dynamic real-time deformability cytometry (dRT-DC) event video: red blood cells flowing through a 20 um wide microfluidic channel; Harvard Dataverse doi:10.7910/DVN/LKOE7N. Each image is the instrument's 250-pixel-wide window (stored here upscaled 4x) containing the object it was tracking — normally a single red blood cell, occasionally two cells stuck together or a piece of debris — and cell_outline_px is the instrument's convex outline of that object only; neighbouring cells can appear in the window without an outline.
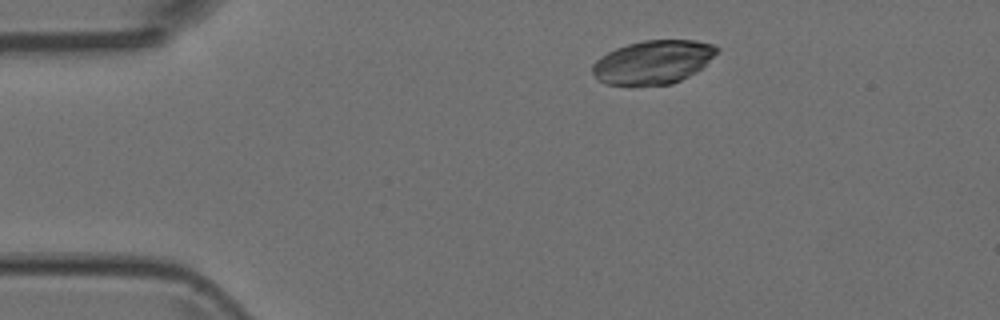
{"species": "Egyptian fruit bat (a non-hibernating species)", "species_latin": "Rousettus aegyptiacus", "temperature_condition": "room temperature", "stored_images_in_passage": 4, "camera_frame_rate_fps": 3000, "um_per_image_px": 0.085, "animal": {"sex": "female"}, "frame": {"image": 1, "passage_image": 2, "time_ms": 0.333, "image_size_px": [1000, 320], "cell_outline_px": [[720, 48], [696, 72], [672, 84], [608, 84], [596, 80], [592, 72], [592, 64], [600, 56], [616, 48], [628, 44], [644, 40], [696, 40], [716, 44]], "centroid_in_image_um": [55.49, 5.26], "position_along_channel_um": 29.5, "area_um2": 31.33}}
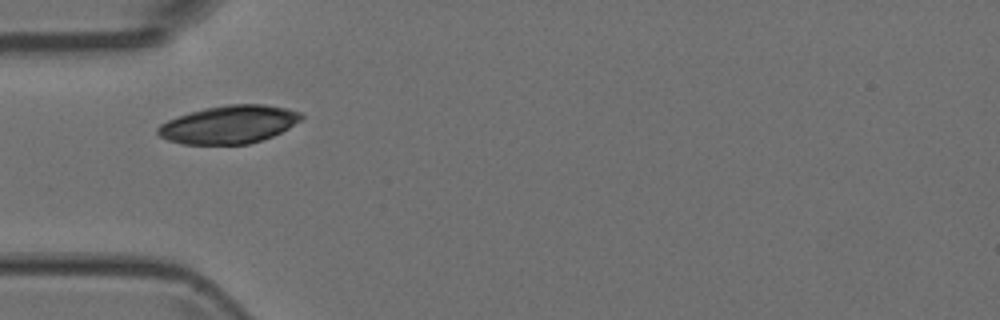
{"frame": {"image": 2, "passage_image": 4, "time_ms": 1.0, "image_size_px": [1000, 320], "cell_outline_px": [[304, 116], [300, 120], [288, 128], [272, 136], [248, 144], [184, 144], [168, 140], [160, 136], [156, 132], [156, 128], [160, 124], [168, 120], [204, 108], [228, 104], [264, 104], [288, 108], [300, 112]], "centroid_in_image_um": [19.47, 10.57], "position_along_channel_um": 65.5, "area_um2": 31.56}}